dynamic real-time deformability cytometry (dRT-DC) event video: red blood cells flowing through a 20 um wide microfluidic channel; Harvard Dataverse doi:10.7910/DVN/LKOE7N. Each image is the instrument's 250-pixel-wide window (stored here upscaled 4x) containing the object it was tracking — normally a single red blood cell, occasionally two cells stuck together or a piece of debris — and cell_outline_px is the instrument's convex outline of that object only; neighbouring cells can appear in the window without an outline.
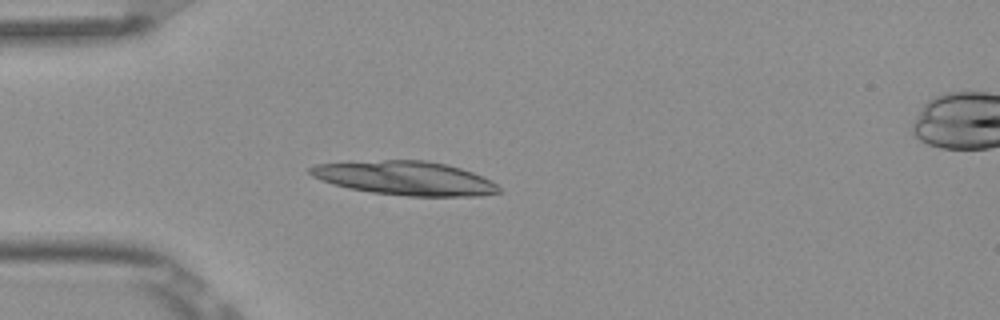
{"species": "Egyptian fruit bat (a non-hibernating species)", "species_latin": "Rousettus aegyptiacus", "temperature_condition": "room temperature", "stored_images_in_passage": 5, "camera_frame_rate_fps": 3000, "um_per_image_px": 0.085, "frame": {"image": 1, "passage_image": 4, "time_ms": 1.0, "image_size_px": [1000, 320], "cell_outline_px": [[504, 192], [480, 196], [408, 196], [372, 192], [348, 188], [332, 184], [320, 180], [312, 176], [308, 172], [308, 168], [316, 164], [384, 160], [424, 160], [448, 164], [472, 172], [492, 180]], "centroid_in_image_um": [34.47, 15.15], "position_along_channel_um": 50.5, "area_um2": 37.4}}